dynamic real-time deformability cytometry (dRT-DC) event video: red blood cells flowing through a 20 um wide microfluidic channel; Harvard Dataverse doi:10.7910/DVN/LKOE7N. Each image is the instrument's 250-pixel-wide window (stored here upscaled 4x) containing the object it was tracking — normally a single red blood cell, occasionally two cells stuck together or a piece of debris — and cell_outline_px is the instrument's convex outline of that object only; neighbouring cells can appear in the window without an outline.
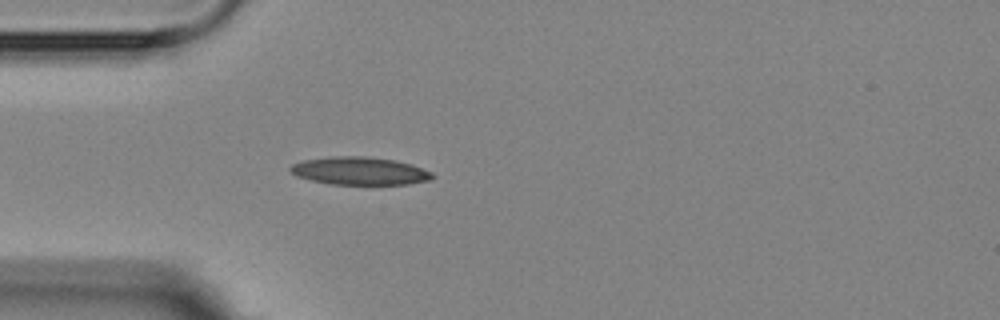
{"species": "Egyptian fruit bat (a non-hibernating species)", "species_latin": "Rousettus aegyptiacus", "temperature_condition": "room temperature", "stored_images_in_passage": 2, "camera_frame_rate_fps": 3000, "um_per_image_px": 0.085, "animal": {"sex": "female"}, "frame": {"image": 1, "passage_image": 2, "time_ms": 2.0, "image_size_px": [1000, 320], "cell_outline_px": [[436, 176], [432, 180], [408, 184], [332, 184], [312, 180], [296, 176], [288, 168], [292, 164], [304, 160], [332, 156], [364, 156], [392, 160], [412, 164], [432, 172]], "centroid_in_image_um": [30.6, 14.53], "position_along_channel_um": 54.4, "area_um2": 23.0}}